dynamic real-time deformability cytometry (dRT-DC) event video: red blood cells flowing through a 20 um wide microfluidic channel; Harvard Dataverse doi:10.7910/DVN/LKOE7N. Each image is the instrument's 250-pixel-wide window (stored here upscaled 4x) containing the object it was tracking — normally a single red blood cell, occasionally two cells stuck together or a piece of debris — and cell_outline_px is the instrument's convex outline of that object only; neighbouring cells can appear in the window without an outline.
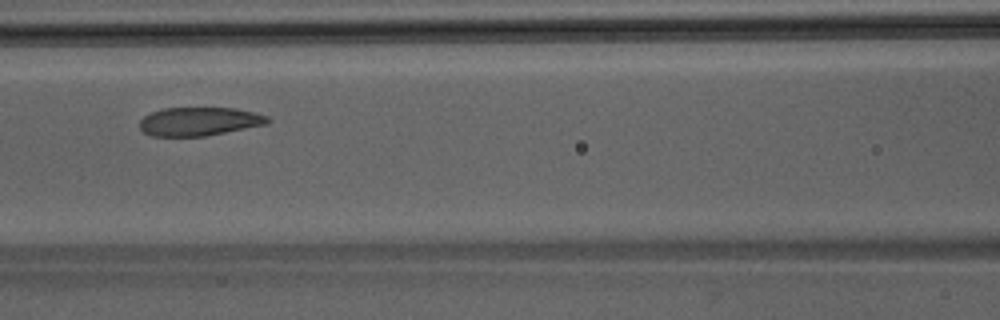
{"species": "Egyptian fruit bat (a non-hibernating species)", "species_latin": "Rousettus aegyptiacus", "temperature_condition": "room temperature", "stored_images_in_passage": 39, "camera_frame_rate_fps": 3000, "um_per_image_px": 0.085, "animal": {"sex": "male"}, "frame": {"image": 1, "passage_image": 13, "time_ms": 4.0, "image_size_px": [1000, 320], "cell_outline_px": [[272, 120], [268, 124], [204, 136], [152, 136], [144, 132], [140, 128], [140, 120], [144, 116], [152, 112], [164, 108], [236, 108], [268, 116]], "centroid_in_image_um": [16.95, 10.32], "position_along_channel_um": 149.6, "area_um2": 21.21}}
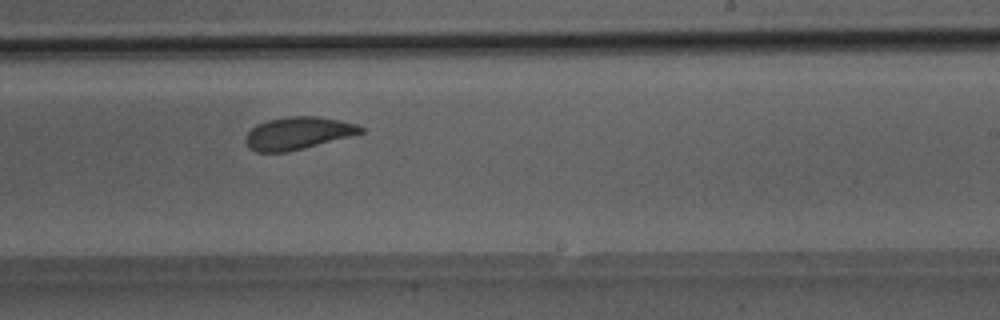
{"frame": {"image": 2, "passage_image": 21, "time_ms": 6.667, "image_size_px": [1000, 320], "cell_outline_px": [[364, 132], [352, 136], [288, 152], [256, 152], [248, 148], [244, 140], [248, 132], [256, 124], [268, 120], [284, 116], [316, 116], [340, 120], [356, 124], [364, 128]], "centroid_in_image_um": [25.31, 11.32], "position_along_channel_um": 263.7, "area_um2": 21.96}}
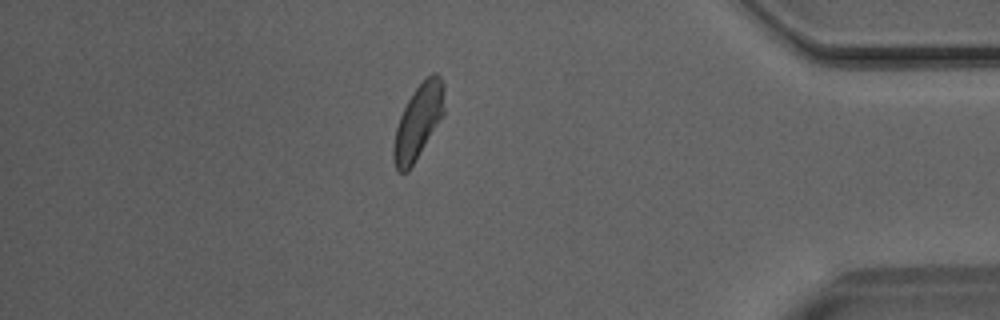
{"frame": {"image": 3, "passage_image": 33, "time_ms": 10.667, "image_size_px": [1000, 320], "cell_outline_px": [[444, 112], [408, 172], [396, 172], [392, 160], [392, 148], [396, 128], [400, 116], [412, 92], [432, 72], [436, 72], [440, 76], [444, 84]], "centroid_in_image_um": [35.52, 10.35], "position_along_channel_um": 399.7, "area_um2": 21.73}}